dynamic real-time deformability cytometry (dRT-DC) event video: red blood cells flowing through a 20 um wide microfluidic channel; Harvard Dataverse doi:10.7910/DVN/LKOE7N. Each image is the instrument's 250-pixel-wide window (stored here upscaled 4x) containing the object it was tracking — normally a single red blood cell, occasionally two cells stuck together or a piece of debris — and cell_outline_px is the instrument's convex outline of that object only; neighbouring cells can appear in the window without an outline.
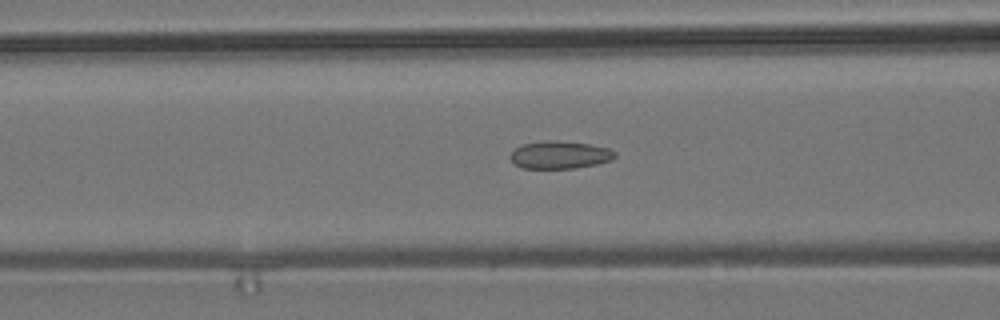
{"species": "common noctule bat (a hibernating species)", "species_latin": "Nyctalus noctula", "temperature_condition": "room temperature", "stored_images_in_passage": 51, "camera_frame_rate_fps": 3000, "um_per_image_px": 0.085, "animal": {"sex": "male", "body_mass_g": 19.2, "forearm_length_mm": 51.8}, "frame": {"image": 1, "passage_image": 18, "time_ms": 5.667, "image_size_px": [1000, 320], "cell_outline_px": [[616, 156], [612, 160], [596, 164], [576, 168], [524, 168], [516, 164], [508, 156], [520, 144], [544, 140], [556, 140], [588, 144], [608, 148], [616, 152]], "centroid_in_image_um": [47.58, 13.15], "position_along_channel_um": 119.0, "area_um2": 16.88}}
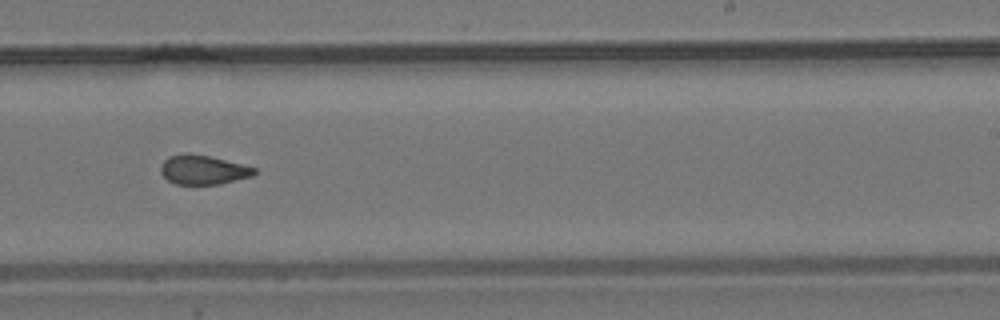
{"frame": {"image": 2, "passage_image": 30, "time_ms": 9.667, "image_size_px": [1000, 320], "cell_outline_px": [[256, 172], [252, 176], [220, 184], [176, 184], [168, 180], [160, 172], [160, 164], [168, 156], [184, 152], [188, 152], [208, 156], [256, 168]], "centroid_in_image_um": [17.21, 14.42], "position_along_channel_um": 271.8, "area_um2": 15.95}}
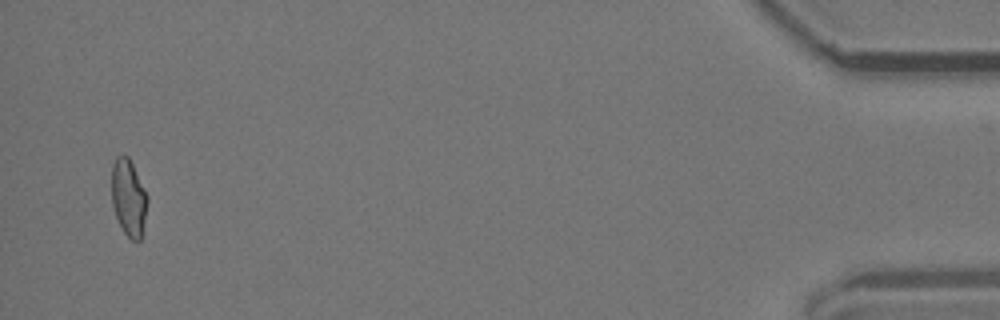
{"frame": {"image": 3, "passage_image": 49, "time_ms": 16.0, "image_size_px": [1000, 320], "cell_outline_px": [[148, 200], [140, 240], [132, 240], [124, 232], [116, 216], [112, 204], [112, 164], [116, 156], [128, 156], [148, 196]], "centroid_in_image_um": [10.92, 16.78], "position_along_channel_um": 424.3, "area_um2": 15.66}, "authors_computed_cell_mechanics": {"area_um2": 16.5886, "velocity_mm_per_s": 3.8238, "shape_relaxation_time_tau1_ms": null, "shape_relaxation_time_tau2_ms": 1.9473, "deformation_change_tau1": null, "deformation_change_tau2": 0.0797}}